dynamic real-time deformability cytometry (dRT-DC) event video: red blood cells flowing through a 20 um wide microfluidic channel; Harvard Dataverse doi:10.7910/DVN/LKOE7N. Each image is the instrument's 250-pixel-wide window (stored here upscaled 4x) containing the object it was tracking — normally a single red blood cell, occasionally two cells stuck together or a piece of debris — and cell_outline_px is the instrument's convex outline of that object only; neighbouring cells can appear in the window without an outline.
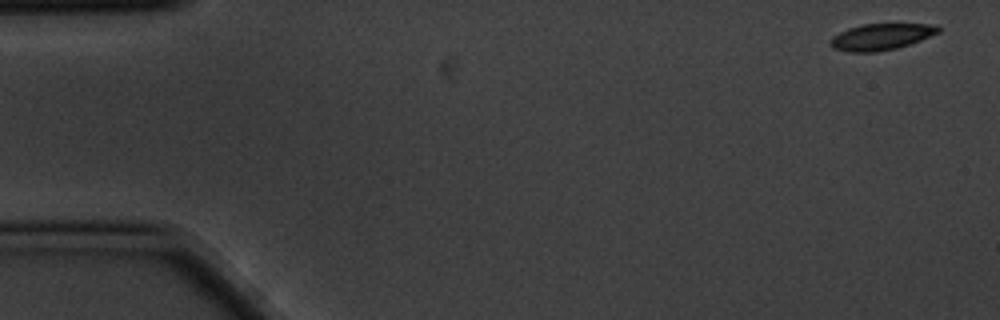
{"species": "common noctule bat (a hibernating species)", "species_latin": "Nyctalus noctula", "temperature_condition": "cold", "stored_images_in_passage": 4, "camera_frame_rate_fps": 3000, "um_per_image_px": 0.085, "animal": {"sex": "male", "body_mass_g": 20.1, "forearm_length_mm": 53.5}, "frame": {"image": 1, "passage_image": 1, "time_ms": 0.0, "image_size_px": [1000, 320], "cell_outline_px": [[940, 32], [920, 40], [896, 48], [876, 52], [848, 52], [832, 48], [832, 36], [848, 28], [860, 24], [936, 24], [940, 28]], "centroid_in_image_um": [74.9, 3.12], "position_along_channel_um": 10.1, "area_um2": 16.47}}
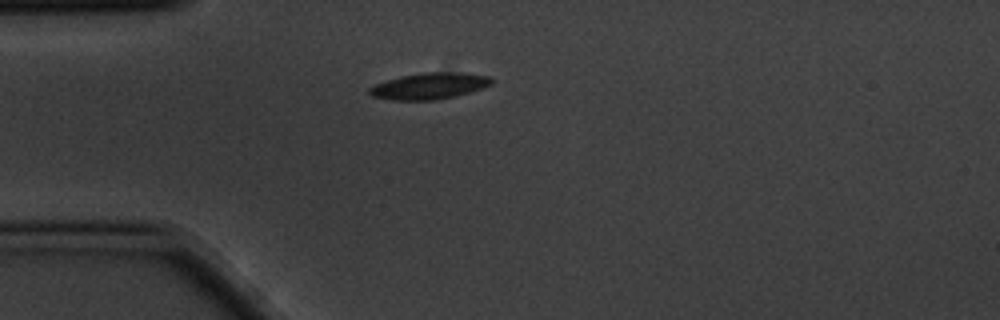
{"frame": {"image": 2, "passage_image": 4, "time_ms": 1.0, "image_size_px": [1000, 320], "cell_outline_px": [[492, 84], [456, 96], [436, 100], [392, 100], [372, 96], [368, 92], [368, 88], [376, 84], [400, 76], [424, 72], [464, 72], [488, 76], [492, 80]], "centroid_in_image_um": [36.48, 7.3], "position_along_channel_um": 48.5, "area_um2": 18.67}}